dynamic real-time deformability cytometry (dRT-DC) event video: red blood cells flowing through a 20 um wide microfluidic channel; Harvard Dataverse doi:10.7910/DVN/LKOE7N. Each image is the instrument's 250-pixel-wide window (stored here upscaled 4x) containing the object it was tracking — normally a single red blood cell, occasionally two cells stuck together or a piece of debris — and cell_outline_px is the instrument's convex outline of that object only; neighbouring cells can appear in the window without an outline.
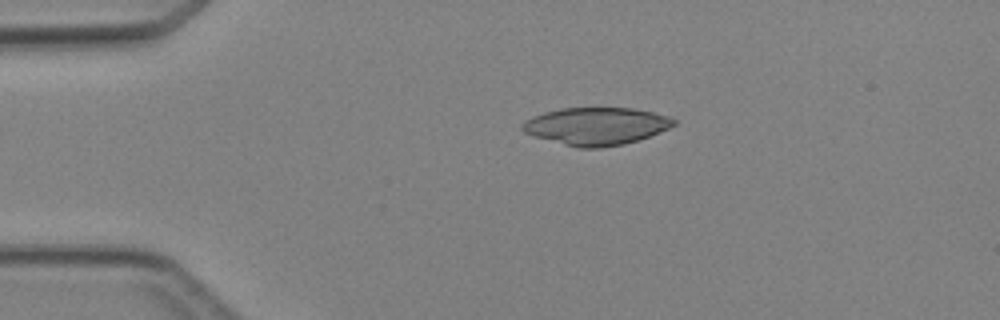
{"species": "Egyptian fruit bat (a non-hibernating species)", "species_latin": "Rousettus aegyptiacus", "temperature_condition": "cold", "stored_images_in_passage": 2, "camera_frame_rate_fps": 3000, "um_per_image_px": 0.085, "animal": {"sex": "female"}, "frame": {"image": 1, "passage_image": 1, "time_ms": 0.0, "image_size_px": [1000, 320], "cell_outline_px": [[676, 124], [668, 128], [648, 136], [624, 144], [600, 148], [576, 148], [532, 136], [524, 132], [520, 128], [520, 124], [524, 120], [544, 112], [560, 108], [632, 108], [652, 112], [668, 116], [676, 120]], "centroid_in_image_um": [50.61, 10.73], "position_along_channel_um": 34.4, "area_um2": 33.18}}